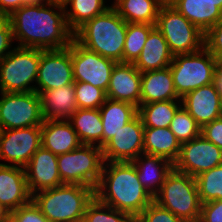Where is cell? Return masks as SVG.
<instances>
[{"mask_svg": "<svg viewBox=\"0 0 222 222\" xmlns=\"http://www.w3.org/2000/svg\"><path fill=\"white\" fill-rule=\"evenodd\" d=\"M82 222H134L127 213L101 203L96 197L87 205Z\"/></svg>", "mask_w": 222, "mask_h": 222, "instance_id": "obj_34", "label": "cell"}, {"mask_svg": "<svg viewBox=\"0 0 222 222\" xmlns=\"http://www.w3.org/2000/svg\"><path fill=\"white\" fill-rule=\"evenodd\" d=\"M0 222H10V211L0 203Z\"/></svg>", "mask_w": 222, "mask_h": 222, "instance_id": "obj_45", "label": "cell"}, {"mask_svg": "<svg viewBox=\"0 0 222 222\" xmlns=\"http://www.w3.org/2000/svg\"><path fill=\"white\" fill-rule=\"evenodd\" d=\"M29 3L28 0H0V17H8L15 10Z\"/></svg>", "mask_w": 222, "mask_h": 222, "instance_id": "obj_43", "label": "cell"}, {"mask_svg": "<svg viewBox=\"0 0 222 222\" xmlns=\"http://www.w3.org/2000/svg\"><path fill=\"white\" fill-rule=\"evenodd\" d=\"M160 3H162L163 5L165 4H171L172 0H158Z\"/></svg>", "mask_w": 222, "mask_h": 222, "instance_id": "obj_48", "label": "cell"}, {"mask_svg": "<svg viewBox=\"0 0 222 222\" xmlns=\"http://www.w3.org/2000/svg\"><path fill=\"white\" fill-rule=\"evenodd\" d=\"M163 4L158 0H114L111 6L127 23L155 25Z\"/></svg>", "mask_w": 222, "mask_h": 222, "instance_id": "obj_29", "label": "cell"}, {"mask_svg": "<svg viewBox=\"0 0 222 222\" xmlns=\"http://www.w3.org/2000/svg\"><path fill=\"white\" fill-rule=\"evenodd\" d=\"M41 49L15 48L0 62V92L36 91Z\"/></svg>", "mask_w": 222, "mask_h": 222, "instance_id": "obj_8", "label": "cell"}, {"mask_svg": "<svg viewBox=\"0 0 222 222\" xmlns=\"http://www.w3.org/2000/svg\"><path fill=\"white\" fill-rule=\"evenodd\" d=\"M167 100H181L170 67L141 73V104Z\"/></svg>", "mask_w": 222, "mask_h": 222, "instance_id": "obj_23", "label": "cell"}, {"mask_svg": "<svg viewBox=\"0 0 222 222\" xmlns=\"http://www.w3.org/2000/svg\"><path fill=\"white\" fill-rule=\"evenodd\" d=\"M134 222H185L154 200L136 217Z\"/></svg>", "mask_w": 222, "mask_h": 222, "instance_id": "obj_37", "label": "cell"}, {"mask_svg": "<svg viewBox=\"0 0 222 222\" xmlns=\"http://www.w3.org/2000/svg\"><path fill=\"white\" fill-rule=\"evenodd\" d=\"M144 126L137 115L102 147L104 162H132L143 153Z\"/></svg>", "mask_w": 222, "mask_h": 222, "instance_id": "obj_15", "label": "cell"}, {"mask_svg": "<svg viewBox=\"0 0 222 222\" xmlns=\"http://www.w3.org/2000/svg\"><path fill=\"white\" fill-rule=\"evenodd\" d=\"M221 96L215 83H212L187 93L181 98L182 107L202 128L205 124L220 118Z\"/></svg>", "mask_w": 222, "mask_h": 222, "instance_id": "obj_18", "label": "cell"}, {"mask_svg": "<svg viewBox=\"0 0 222 222\" xmlns=\"http://www.w3.org/2000/svg\"><path fill=\"white\" fill-rule=\"evenodd\" d=\"M106 96L108 99L141 104V72L133 63L117 62L111 72Z\"/></svg>", "mask_w": 222, "mask_h": 222, "instance_id": "obj_17", "label": "cell"}, {"mask_svg": "<svg viewBox=\"0 0 222 222\" xmlns=\"http://www.w3.org/2000/svg\"><path fill=\"white\" fill-rule=\"evenodd\" d=\"M31 199L25 168L0 164V203L12 212Z\"/></svg>", "mask_w": 222, "mask_h": 222, "instance_id": "obj_19", "label": "cell"}, {"mask_svg": "<svg viewBox=\"0 0 222 222\" xmlns=\"http://www.w3.org/2000/svg\"><path fill=\"white\" fill-rule=\"evenodd\" d=\"M218 62L222 65V58Z\"/></svg>", "mask_w": 222, "mask_h": 222, "instance_id": "obj_51", "label": "cell"}, {"mask_svg": "<svg viewBox=\"0 0 222 222\" xmlns=\"http://www.w3.org/2000/svg\"><path fill=\"white\" fill-rule=\"evenodd\" d=\"M155 25L127 23L126 40L123 48V63H134L145 45L149 33Z\"/></svg>", "mask_w": 222, "mask_h": 222, "instance_id": "obj_32", "label": "cell"}, {"mask_svg": "<svg viewBox=\"0 0 222 222\" xmlns=\"http://www.w3.org/2000/svg\"><path fill=\"white\" fill-rule=\"evenodd\" d=\"M222 164V150L201 134L181 144L174 169L196 177Z\"/></svg>", "mask_w": 222, "mask_h": 222, "instance_id": "obj_13", "label": "cell"}, {"mask_svg": "<svg viewBox=\"0 0 222 222\" xmlns=\"http://www.w3.org/2000/svg\"><path fill=\"white\" fill-rule=\"evenodd\" d=\"M69 0H47L48 3L58 4L65 6Z\"/></svg>", "mask_w": 222, "mask_h": 222, "instance_id": "obj_46", "label": "cell"}, {"mask_svg": "<svg viewBox=\"0 0 222 222\" xmlns=\"http://www.w3.org/2000/svg\"><path fill=\"white\" fill-rule=\"evenodd\" d=\"M222 11V0H210Z\"/></svg>", "mask_w": 222, "mask_h": 222, "instance_id": "obj_47", "label": "cell"}, {"mask_svg": "<svg viewBox=\"0 0 222 222\" xmlns=\"http://www.w3.org/2000/svg\"><path fill=\"white\" fill-rule=\"evenodd\" d=\"M126 31L127 22L111 6L80 26L73 33V38L85 48L123 63Z\"/></svg>", "mask_w": 222, "mask_h": 222, "instance_id": "obj_3", "label": "cell"}, {"mask_svg": "<svg viewBox=\"0 0 222 222\" xmlns=\"http://www.w3.org/2000/svg\"><path fill=\"white\" fill-rule=\"evenodd\" d=\"M155 27L164 36L173 56L194 53L204 47L205 33L171 4L161 6Z\"/></svg>", "mask_w": 222, "mask_h": 222, "instance_id": "obj_9", "label": "cell"}, {"mask_svg": "<svg viewBox=\"0 0 222 222\" xmlns=\"http://www.w3.org/2000/svg\"><path fill=\"white\" fill-rule=\"evenodd\" d=\"M203 203L222 199V164L195 177Z\"/></svg>", "mask_w": 222, "mask_h": 222, "instance_id": "obj_33", "label": "cell"}, {"mask_svg": "<svg viewBox=\"0 0 222 222\" xmlns=\"http://www.w3.org/2000/svg\"><path fill=\"white\" fill-rule=\"evenodd\" d=\"M169 128L180 144L189 142L201 134V127L182 106L175 113Z\"/></svg>", "mask_w": 222, "mask_h": 222, "instance_id": "obj_35", "label": "cell"}, {"mask_svg": "<svg viewBox=\"0 0 222 222\" xmlns=\"http://www.w3.org/2000/svg\"><path fill=\"white\" fill-rule=\"evenodd\" d=\"M95 189L80 184H63L32 194V201L50 222H82Z\"/></svg>", "mask_w": 222, "mask_h": 222, "instance_id": "obj_4", "label": "cell"}, {"mask_svg": "<svg viewBox=\"0 0 222 222\" xmlns=\"http://www.w3.org/2000/svg\"><path fill=\"white\" fill-rule=\"evenodd\" d=\"M58 171L63 184H80L96 189L104 165L102 148L81 144L57 156Z\"/></svg>", "mask_w": 222, "mask_h": 222, "instance_id": "obj_7", "label": "cell"}, {"mask_svg": "<svg viewBox=\"0 0 222 222\" xmlns=\"http://www.w3.org/2000/svg\"><path fill=\"white\" fill-rule=\"evenodd\" d=\"M103 124V146L138 115V107L125 101L106 99L99 108Z\"/></svg>", "mask_w": 222, "mask_h": 222, "instance_id": "obj_25", "label": "cell"}, {"mask_svg": "<svg viewBox=\"0 0 222 222\" xmlns=\"http://www.w3.org/2000/svg\"><path fill=\"white\" fill-rule=\"evenodd\" d=\"M57 9V10H56ZM17 47L41 50L67 48L73 32L68 28L64 6L29 2L8 16Z\"/></svg>", "mask_w": 222, "mask_h": 222, "instance_id": "obj_1", "label": "cell"}, {"mask_svg": "<svg viewBox=\"0 0 222 222\" xmlns=\"http://www.w3.org/2000/svg\"><path fill=\"white\" fill-rule=\"evenodd\" d=\"M201 135L222 150V118L205 124L201 128Z\"/></svg>", "mask_w": 222, "mask_h": 222, "instance_id": "obj_42", "label": "cell"}, {"mask_svg": "<svg viewBox=\"0 0 222 222\" xmlns=\"http://www.w3.org/2000/svg\"><path fill=\"white\" fill-rule=\"evenodd\" d=\"M132 163L136 168L140 183L153 198L160 192L167 175L174 168L169 160L145 153L139 155Z\"/></svg>", "mask_w": 222, "mask_h": 222, "instance_id": "obj_22", "label": "cell"}, {"mask_svg": "<svg viewBox=\"0 0 222 222\" xmlns=\"http://www.w3.org/2000/svg\"><path fill=\"white\" fill-rule=\"evenodd\" d=\"M180 148L170 128H144L143 153L163 157L174 164Z\"/></svg>", "mask_w": 222, "mask_h": 222, "instance_id": "obj_27", "label": "cell"}, {"mask_svg": "<svg viewBox=\"0 0 222 222\" xmlns=\"http://www.w3.org/2000/svg\"><path fill=\"white\" fill-rule=\"evenodd\" d=\"M39 94L45 120H68L77 112L74 83Z\"/></svg>", "mask_w": 222, "mask_h": 222, "instance_id": "obj_21", "label": "cell"}, {"mask_svg": "<svg viewBox=\"0 0 222 222\" xmlns=\"http://www.w3.org/2000/svg\"><path fill=\"white\" fill-rule=\"evenodd\" d=\"M10 222H50L31 200L28 204L10 212Z\"/></svg>", "mask_w": 222, "mask_h": 222, "instance_id": "obj_38", "label": "cell"}, {"mask_svg": "<svg viewBox=\"0 0 222 222\" xmlns=\"http://www.w3.org/2000/svg\"><path fill=\"white\" fill-rule=\"evenodd\" d=\"M154 201L185 222L199 221L202 202L196 178L191 175L173 168Z\"/></svg>", "mask_w": 222, "mask_h": 222, "instance_id": "obj_5", "label": "cell"}, {"mask_svg": "<svg viewBox=\"0 0 222 222\" xmlns=\"http://www.w3.org/2000/svg\"><path fill=\"white\" fill-rule=\"evenodd\" d=\"M41 147V126L0 130V164L25 168ZM7 162V163H5Z\"/></svg>", "mask_w": 222, "mask_h": 222, "instance_id": "obj_12", "label": "cell"}, {"mask_svg": "<svg viewBox=\"0 0 222 222\" xmlns=\"http://www.w3.org/2000/svg\"><path fill=\"white\" fill-rule=\"evenodd\" d=\"M68 121L82 144L103 147V124L99 109H77Z\"/></svg>", "mask_w": 222, "mask_h": 222, "instance_id": "obj_28", "label": "cell"}, {"mask_svg": "<svg viewBox=\"0 0 222 222\" xmlns=\"http://www.w3.org/2000/svg\"><path fill=\"white\" fill-rule=\"evenodd\" d=\"M30 194L63 185L58 171L57 155L42 146L25 167Z\"/></svg>", "mask_w": 222, "mask_h": 222, "instance_id": "obj_16", "label": "cell"}, {"mask_svg": "<svg viewBox=\"0 0 222 222\" xmlns=\"http://www.w3.org/2000/svg\"><path fill=\"white\" fill-rule=\"evenodd\" d=\"M171 5L204 33L222 20V11L210 0H172Z\"/></svg>", "mask_w": 222, "mask_h": 222, "instance_id": "obj_26", "label": "cell"}, {"mask_svg": "<svg viewBox=\"0 0 222 222\" xmlns=\"http://www.w3.org/2000/svg\"><path fill=\"white\" fill-rule=\"evenodd\" d=\"M204 47L218 61L222 58V20L205 33Z\"/></svg>", "mask_w": 222, "mask_h": 222, "instance_id": "obj_39", "label": "cell"}, {"mask_svg": "<svg viewBox=\"0 0 222 222\" xmlns=\"http://www.w3.org/2000/svg\"><path fill=\"white\" fill-rule=\"evenodd\" d=\"M78 109H99L107 99L106 92L85 82H74Z\"/></svg>", "mask_w": 222, "mask_h": 222, "instance_id": "obj_36", "label": "cell"}, {"mask_svg": "<svg viewBox=\"0 0 222 222\" xmlns=\"http://www.w3.org/2000/svg\"><path fill=\"white\" fill-rule=\"evenodd\" d=\"M0 130L41 126L44 122L39 94L0 92Z\"/></svg>", "mask_w": 222, "mask_h": 222, "instance_id": "obj_10", "label": "cell"}, {"mask_svg": "<svg viewBox=\"0 0 222 222\" xmlns=\"http://www.w3.org/2000/svg\"><path fill=\"white\" fill-rule=\"evenodd\" d=\"M106 0H69L64 6L68 28L74 33L86 21L104 13L111 5Z\"/></svg>", "mask_w": 222, "mask_h": 222, "instance_id": "obj_31", "label": "cell"}, {"mask_svg": "<svg viewBox=\"0 0 222 222\" xmlns=\"http://www.w3.org/2000/svg\"><path fill=\"white\" fill-rule=\"evenodd\" d=\"M198 222H222V199L203 203Z\"/></svg>", "mask_w": 222, "mask_h": 222, "instance_id": "obj_41", "label": "cell"}, {"mask_svg": "<svg viewBox=\"0 0 222 222\" xmlns=\"http://www.w3.org/2000/svg\"><path fill=\"white\" fill-rule=\"evenodd\" d=\"M81 144L68 120H44L41 125V146L57 156L68 153Z\"/></svg>", "mask_w": 222, "mask_h": 222, "instance_id": "obj_20", "label": "cell"}, {"mask_svg": "<svg viewBox=\"0 0 222 222\" xmlns=\"http://www.w3.org/2000/svg\"><path fill=\"white\" fill-rule=\"evenodd\" d=\"M71 43L67 48L41 50L36 91H46L74 83Z\"/></svg>", "mask_w": 222, "mask_h": 222, "instance_id": "obj_14", "label": "cell"}, {"mask_svg": "<svg viewBox=\"0 0 222 222\" xmlns=\"http://www.w3.org/2000/svg\"><path fill=\"white\" fill-rule=\"evenodd\" d=\"M217 64L218 60L205 47L175 55L169 67L177 95L183 98L192 90L214 83Z\"/></svg>", "mask_w": 222, "mask_h": 222, "instance_id": "obj_6", "label": "cell"}, {"mask_svg": "<svg viewBox=\"0 0 222 222\" xmlns=\"http://www.w3.org/2000/svg\"><path fill=\"white\" fill-rule=\"evenodd\" d=\"M181 106V100L140 104L138 115L142 119L144 128H169L175 113Z\"/></svg>", "mask_w": 222, "mask_h": 222, "instance_id": "obj_30", "label": "cell"}, {"mask_svg": "<svg viewBox=\"0 0 222 222\" xmlns=\"http://www.w3.org/2000/svg\"><path fill=\"white\" fill-rule=\"evenodd\" d=\"M71 60L75 82L89 83L107 92L116 61L85 48L74 38L71 41Z\"/></svg>", "mask_w": 222, "mask_h": 222, "instance_id": "obj_11", "label": "cell"}, {"mask_svg": "<svg viewBox=\"0 0 222 222\" xmlns=\"http://www.w3.org/2000/svg\"><path fill=\"white\" fill-rule=\"evenodd\" d=\"M13 44L14 39L11 22L8 17H0V62L15 48L16 45Z\"/></svg>", "mask_w": 222, "mask_h": 222, "instance_id": "obj_40", "label": "cell"}, {"mask_svg": "<svg viewBox=\"0 0 222 222\" xmlns=\"http://www.w3.org/2000/svg\"><path fill=\"white\" fill-rule=\"evenodd\" d=\"M95 197L136 218L153 200L140 183L132 162H104Z\"/></svg>", "mask_w": 222, "mask_h": 222, "instance_id": "obj_2", "label": "cell"}, {"mask_svg": "<svg viewBox=\"0 0 222 222\" xmlns=\"http://www.w3.org/2000/svg\"><path fill=\"white\" fill-rule=\"evenodd\" d=\"M29 2H42V1H47V0H28Z\"/></svg>", "mask_w": 222, "mask_h": 222, "instance_id": "obj_50", "label": "cell"}, {"mask_svg": "<svg viewBox=\"0 0 222 222\" xmlns=\"http://www.w3.org/2000/svg\"><path fill=\"white\" fill-rule=\"evenodd\" d=\"M173 58L167 41L155 27L149 33L142 52L133 64L139 72L143 73L169 67Z\"/></svg>", "mask_w": 222, "mask_h": 222, "instance_id": "obj_24", "label": "cell"}, {"mask_svg": "<svg viewBox=\"0 0 222 222\" xmlns=\"http://www.w3.org/2000/svg\"><path fill=\"white\" fill-rule=\"evenodd\" d=\"M214 83L222 95V65L218 62L216 70H215V77H214Z\"/></svg>", "mask_w": 222, "mask_h": 222, "instance_id": "obj_44", "label": "cell"}, {"mask_svg": "<svg viewBox=\"0 0 222 222\" xmlns=\"http://www.w3.org/2000/svg\"><path fill=\"white\" fill-rule=\"evenodd\" d=\"M220 117L222 118V96H221V103H220Z\"/></svg>", "mask_w": 222, "mask_h": 222, "instance_id": "obj_49", "label": "cell"}]
</instances>
